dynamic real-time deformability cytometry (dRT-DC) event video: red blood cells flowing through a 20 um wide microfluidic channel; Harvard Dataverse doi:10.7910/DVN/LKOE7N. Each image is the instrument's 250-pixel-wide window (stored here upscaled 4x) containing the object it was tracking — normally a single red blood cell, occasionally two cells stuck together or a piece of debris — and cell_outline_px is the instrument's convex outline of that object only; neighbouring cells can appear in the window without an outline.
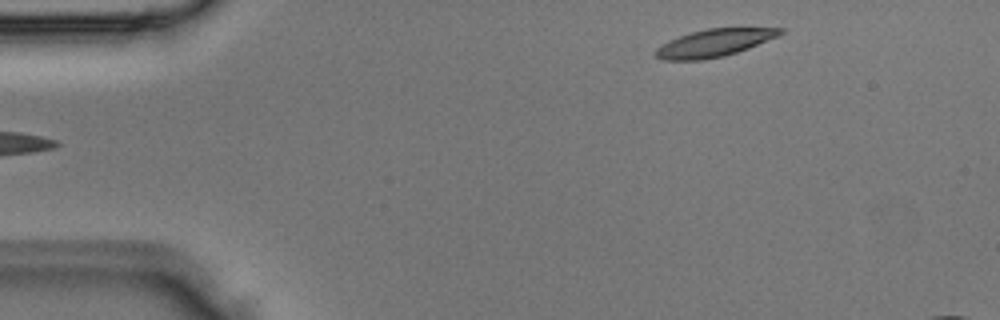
{"species": "Egyptian fruit bat (a non-hibernating species)", "species_latin": "Rousettus aegyptiacus", "temperature_condition": "room temperature", "stored_images_in_passage": 3, "segment_of_instrument_passage": [2, 2], "camera_frame_rate_fps": 3000, "um_per_image_px": 0.085, "animal": {"sex": "male"}, "frame": {"image": 1, "passage_image": 3, "time_ms": 0.667, "image_size_px": [1000, 320], "cell_outline_px": [[784, 32], [780, 36], [748, 48], [724, 56], [704, 60], [664, 60], [656, 56], [656, 48], [680, 36], [692, 32], [708, 28], [784, 28]], "centroid_in_image_um": [60.77, 3.65], "position_along_channel_um": 24.2, "area_um2": 19.71}}